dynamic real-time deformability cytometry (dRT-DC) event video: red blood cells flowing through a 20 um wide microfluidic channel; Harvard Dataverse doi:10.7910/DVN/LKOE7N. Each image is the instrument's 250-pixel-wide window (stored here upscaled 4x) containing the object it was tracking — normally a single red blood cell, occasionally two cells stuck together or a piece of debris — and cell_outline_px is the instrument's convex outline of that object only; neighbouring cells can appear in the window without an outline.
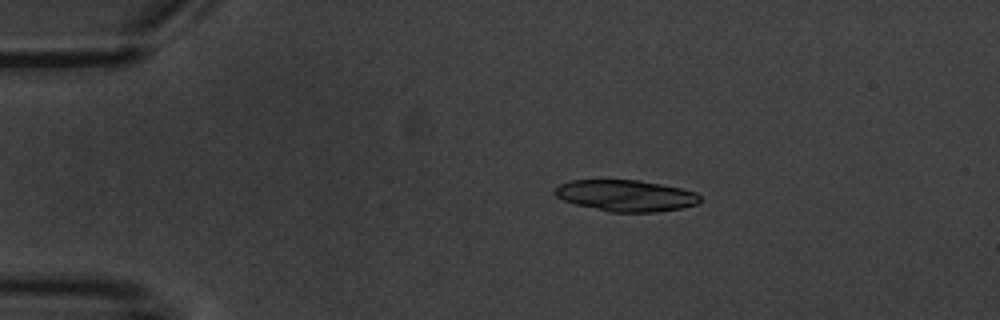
{"species": "common noctule bat (a hibernating species)", "species_latin": "Nyctalus noctula", "temperature_condition": "warm", "stored_images_in_passage": 5, "camera_frame_rate_fps": 3000, "um_per_image_px": 0.085, "animal": {"sex": "male", "body_mass_g": 20.1, "forearm_length_mm": 53.5}, "frame": {"image": 1, "passage_image": 3, "time_ms": 2.667, "image_size_px": [1000, 320], "cell_outline_px": [[700, 200], [696, 204], [680, 208], [656, 212], [612, 212], [576, 204], [564, 200], [556, 196], [552, 192], [560, 184], [572, 180], [640, 180], [680, 188], [696, 192], [700, 196]], "centroid_in_image_um": [53.19, 16.62], "position_along_channel_um": 31.8, "area_um2": 26.3}}